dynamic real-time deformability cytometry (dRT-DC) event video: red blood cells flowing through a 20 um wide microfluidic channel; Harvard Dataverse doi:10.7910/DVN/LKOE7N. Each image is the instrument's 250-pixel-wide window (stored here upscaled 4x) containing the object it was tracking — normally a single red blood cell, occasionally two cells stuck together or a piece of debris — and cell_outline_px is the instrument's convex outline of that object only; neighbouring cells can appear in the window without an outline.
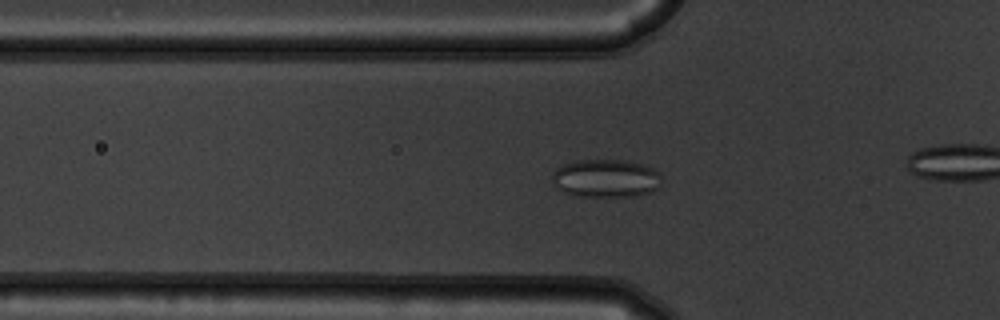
{"species": "common noctule bat (a hibernating species)", "species_latin": "Nyctalus noctula", "temperature_condition": "warm", "stored_images_in_passage": 48, "camera_frame_rate_fps": 3000, "um_per_image_px": 0.085, "animal": {"sex": "male", "body_mass_g": 19.5, "forearm_length_mm": 54.6}, "frame": {"image": 1, "passage_image": 11, "time_ms": 3.333, "image_size_px": [1000, 320], "cell_outline_px": [[660, 188], [652, 192], [636, 196], [576, 196], [560, 192], [552, 184], [552, 172], [556, 168], [564, 164], [580, 160], [628, 160], [652, 168], [660, 176]], "centroid_in_image_um": [51.46, 15.17], "position_along_channel_um": 74.3, "area_um2": 24.57}}
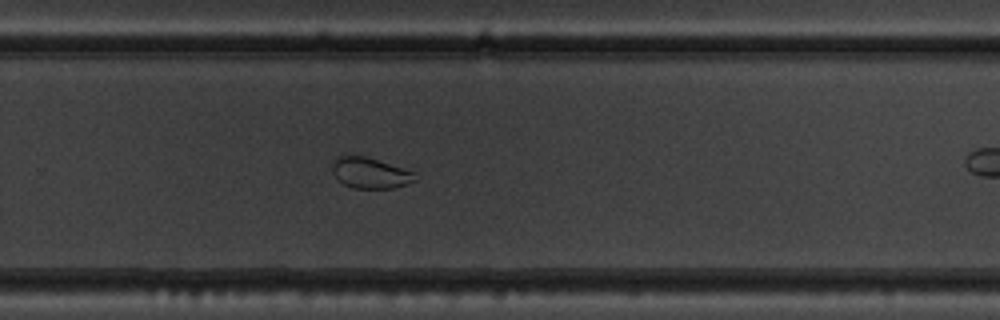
{"frame": {"image": 2, "passage_image": 29, "time_ms": 9.333, "image_size_px": [1000, 320], "cell_outline_px": [[416, 180], [408, 184], [396, 188], [352, 188], [336, 180], [332, 172], [332, 164], [336, 156], [364, 156], [416, 172]], "centroid_in_image_um": [31.46, 14.72], "position_along_channel_um": 298.3, "area_um2": 14.97}}
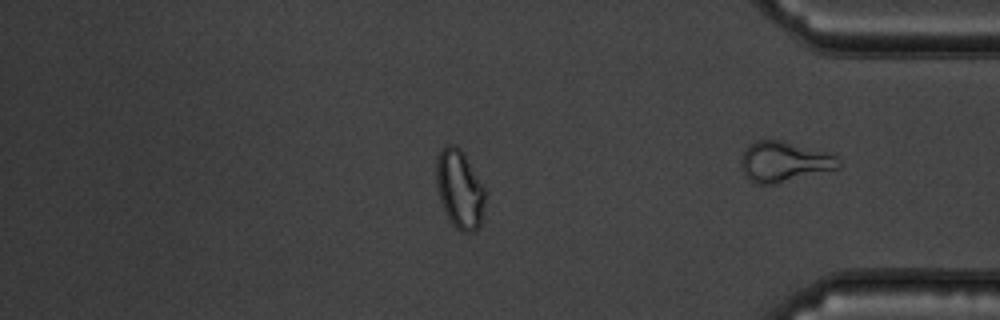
{"frame": {"image": 3, "passage_image": 39, "time_ms": 12.667, "image_size_px": [1000, 320], "cell_outline_px": [[488, 192], [480, 224], [472, 232], [460, 232], [452, 224], [440, 200], [436, 184], [436, 160], [440, 152], [448, 144], [456, 144], [464, 152]], "centroid_in_image_um": [39.1, 16.06], "position_along_channel_um": 396.1, "area_um2": 22.66}, "authors_computed_cell_mechanics": {"area_um2": 21.9929, "velocity_mm_per_s": 3.738, "shape_relaxation_time_tau1_ms": null, "shape_relaxation_time_tau2_ms": 1.312, "deformation_change_tau1": null, "deformation_change_tau2": 0.0568}}